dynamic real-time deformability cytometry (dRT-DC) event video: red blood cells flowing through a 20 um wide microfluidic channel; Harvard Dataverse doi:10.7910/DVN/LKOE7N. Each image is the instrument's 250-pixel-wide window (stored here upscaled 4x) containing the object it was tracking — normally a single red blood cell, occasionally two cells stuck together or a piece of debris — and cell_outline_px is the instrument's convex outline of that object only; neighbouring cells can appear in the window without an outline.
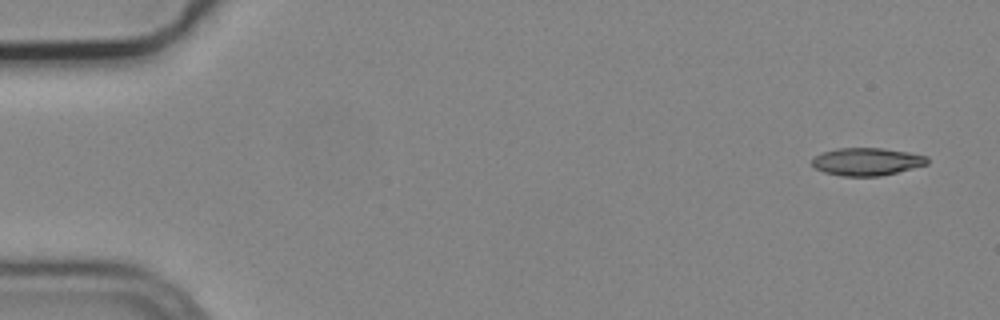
{"species": "common noctule bat (a hibernating species)", "species_latin": "Nyctalus noctula", "temperature_condition": "cold", "stored_images_in_passage": 5, "camera_frame_rate_fps": 3000, "um_per_image_px": 0.085, "animal": {"sex": "male", "body_mass_g": 19.2, "forearm_length_mm": 51.8}, "frame": {"image": 1, "passage_image": 1, "time_ms": 0.0, "image_size_px": [1000, 320], "cell_outline_px": [[928, 164], [880, 176], [840, 176], [824, 172], [816, 168], [812, 164], [812, 160], [816, 156], [824, 152], [840, 148], [880, 148], [908, 152], [928, 156]], "centroid_in_image_um": [73.69, 13.74], "position_along_channel_um": 11.3, "area_um2": 18.38}}
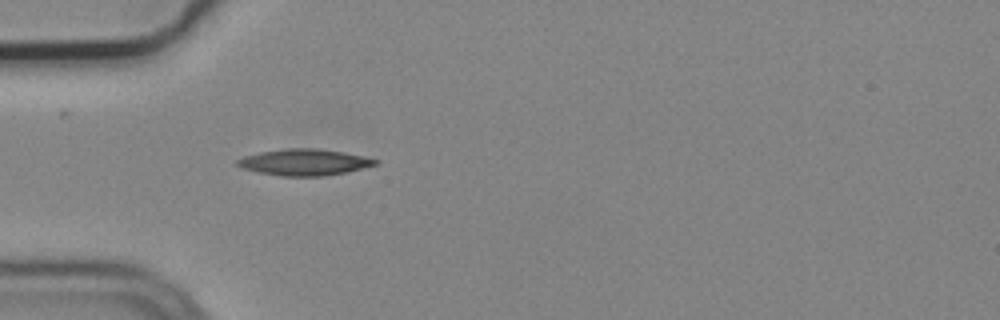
{"frame": {"image": 2, "passage_image": 5, "time_ms": 1.333, "image_size_px": [1000, 320], "cell_outline_px": [[380, 160], [376, 164], [344, 172], [324, 176], [280, 176], [260, 172], [244, 168], [236, 164], [236, 160], [244, 156], [260, 152], [288, 148], [316, 148], [344, 152]], "centroid_in_image_um": [25.85, 13.78], "position_along_channel_um": 59.2, "area_um2": 20.87}}